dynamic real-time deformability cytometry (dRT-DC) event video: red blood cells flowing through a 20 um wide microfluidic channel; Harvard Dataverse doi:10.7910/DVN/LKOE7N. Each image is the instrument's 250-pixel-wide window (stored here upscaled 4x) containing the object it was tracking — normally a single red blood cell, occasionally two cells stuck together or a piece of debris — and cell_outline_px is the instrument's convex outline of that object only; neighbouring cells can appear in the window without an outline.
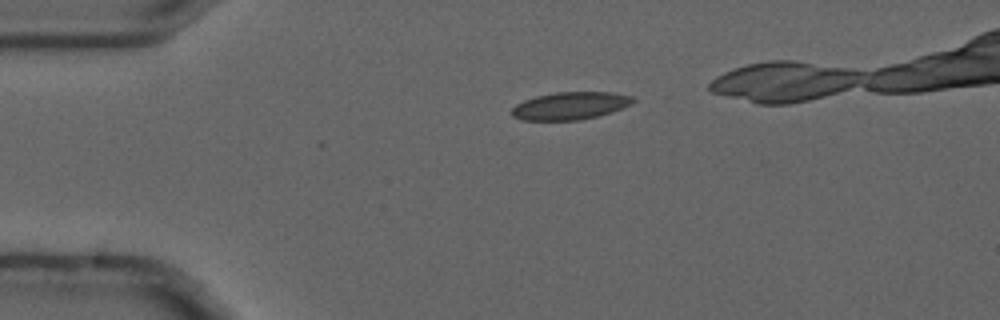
{"species": "common noctule bat (a hibernating species)", "species_latin": "Nyctalus noctula", "temperature_condition": "cold", "stored_images_in_passage": 2, "camera_frame_rate_fps": 3000, "um_per_image_px": 0.085, "animal": {"sex": "male", "forearm_length_mm": 52.5}, "frame": {"image": 1, "passage_image": 2, "time_ms": 0.333, "image_size_px": [1000, 320], "cell_outline_px": [[636, 100], [632, 104], [612, 112], [580, 120], [524, 120], [512, 116], [512, 108], [516, 104], [524, 100], [536, 96], [556, 92], [612, 92], [632, 96]], "centroid_in_image_um": [48.49, 8.98], "position_along_channel_um": 36.5, "area_um2": 19.48}}